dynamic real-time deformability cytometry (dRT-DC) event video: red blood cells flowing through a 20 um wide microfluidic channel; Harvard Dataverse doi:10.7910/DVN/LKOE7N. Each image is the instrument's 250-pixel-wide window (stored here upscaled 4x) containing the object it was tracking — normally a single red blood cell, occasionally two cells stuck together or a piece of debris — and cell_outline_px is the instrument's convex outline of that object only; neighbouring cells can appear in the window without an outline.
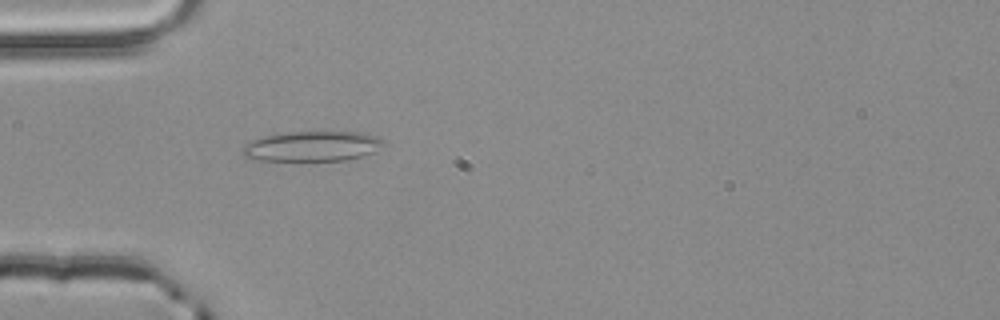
{"species": "common noctule bat (a hibernating species)", "species_latin": "Nyctalus noctula", "temperature_condition": "room temperature", "stored_images_in_passage": 2, "camera_frame_rate_fps": 3000, "um_per_image_px": 0.085, "animal": {"sex": "male", "body_mass_g": 20.4}, "frame": {"image": 1, "passage_image": 2, "time_ms": 0.333, "image_size_px": [1000, 320], "cell_outline_px": [[384, 140], [372, 152], [360, 156], [344, 160], [260, 160], [244, 156], [240, 152], [252, 140], [264, 136], [288, 132], [364, 132], [380, 136]], "centroid_in_image_um": [26.53, 12.42], "position_along_channel_um": 58.5, "area_um2": 24.28}}